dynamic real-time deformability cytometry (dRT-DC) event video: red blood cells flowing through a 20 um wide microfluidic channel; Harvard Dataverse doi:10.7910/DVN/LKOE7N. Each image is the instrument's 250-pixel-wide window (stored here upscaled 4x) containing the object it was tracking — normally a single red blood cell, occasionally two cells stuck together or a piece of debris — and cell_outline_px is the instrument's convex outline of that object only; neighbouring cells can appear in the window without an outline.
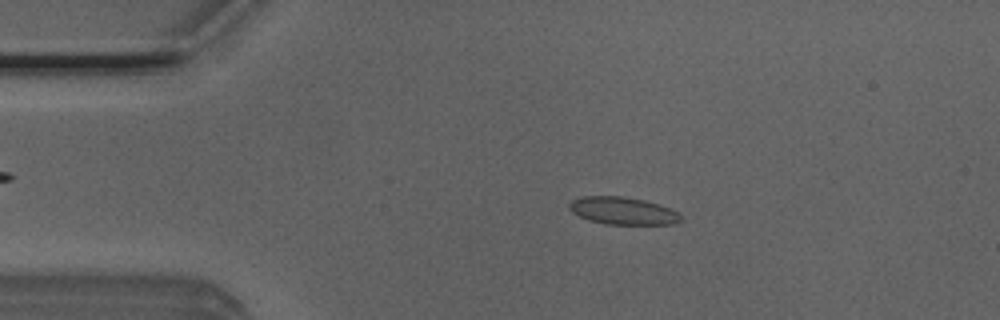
{"species": "Egyptian fruit bat (a non-hibernating species)", "species_latin": "Rousettus aegyptiacus", "temperature_condition": "room temperature", "stored_images_in_passage": 3, "camera_frame_rate_fps": 3000, "um_per_image_px": 0.085, "animal": {"sex": "male"}, "frame": {"image": 1, "passage_image": 2, "time_ms": 0.333, "image_size_px": [1000, 320], "cell_outline_px": [[680, 220], [672, 224], [604, 224], [588, 220], [572, 212], [568, 208], [568, 204], [572, 200], [580, 196], [620, 196], [644, 200], [660, 204], [680, 212]], "centroid_in_image_um": [52.92, 17.91], "position_along_channel_um": 32.1, "area_um2": 17.92}}